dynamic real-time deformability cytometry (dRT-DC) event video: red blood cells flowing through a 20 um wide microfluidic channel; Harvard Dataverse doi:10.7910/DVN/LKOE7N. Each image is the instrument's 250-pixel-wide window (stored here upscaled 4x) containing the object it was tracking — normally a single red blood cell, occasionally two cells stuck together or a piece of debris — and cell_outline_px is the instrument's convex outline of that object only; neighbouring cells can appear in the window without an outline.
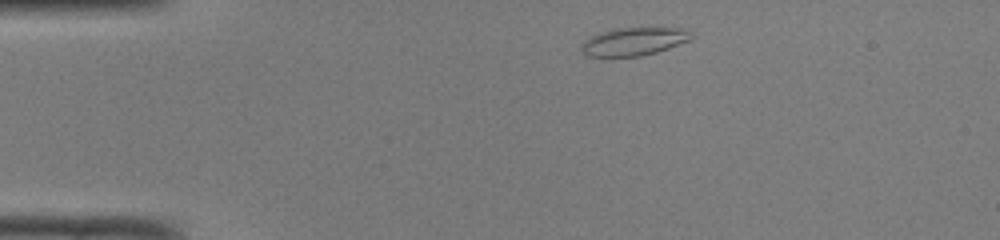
{"species": "common noctule bat (a hibernating species)", "species_latin": "Nyctalus noctula", "temperature_condition": "room temperature", "stored_images_in_passage": 42, "camera_frame_rate_fps": 3000, "um_per_image_px": 0.085, "animal": {"sex": "male", "body_mass_g": 19.0, "forearm_length_mm": 50.8}, "frame": {"image": 1, "passage_image": 2, "time_ms": 0.333, "image_size_px": [1000, 240], "cell_outline_px": [[692, 40], [656, 52], [640, 56], [588, 56], [580, 48], [580, 44], [584, 40], [600, 32], [612, 28], [688, 28], [692, 32]], "centroid_in_image_um": [53.9, 3.51], "position_along_channel_um": 31.1, "area_um2": 18.03}}
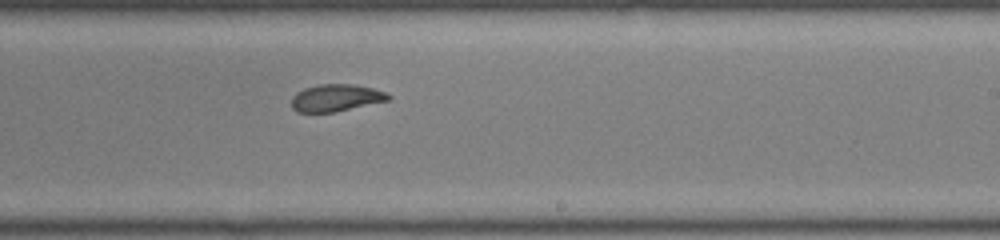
{"frame": {"image": 2, "passage_image": 23, "time_ms": 7.333, "image_size_px": [1000, 240], "cell_outline_px": [[392, 96], [388, 100], [332, 112], [296, 112], [292, 108], [292, 96], [296, 92], [304, 88], [320, 84], [352, 84], [372, 88], [384, 92]], "centroid_in_image_um": [28.51, 8.31], "position_along_channel_um": 260.5, "area_um2": 15.09}}
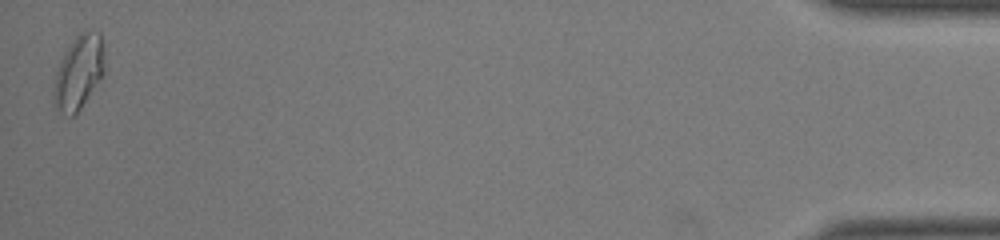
{"frame": {"image": 3, "passage_image": 42, "time_ms": 13.667, "image_size_px": [1000, 240], "cell_outline_px": [[104, 72], [80, 108], [72, 116], [56, 108], [52, 104], [52, 96], [56, 72], [72, 40], [80, 32], [88, 28], [100, 32], [104, 52]], "centroid_in_image_um": [6.69, 6.09], "position_along_channel_um": 428.5, "area_um2": 21.56}, "authors_computed_cell_mechanics": {"area_um2": 16.8487, "velocity_mm_per_s": 4.0562, "shape_relaxation_time_tau1_ms": 7.6036, "shape_relaxation_time_tau2_ms": 1.6385, "deformation_change_tau1": 0.187, "deformation_change_tau2": 0.0772}}